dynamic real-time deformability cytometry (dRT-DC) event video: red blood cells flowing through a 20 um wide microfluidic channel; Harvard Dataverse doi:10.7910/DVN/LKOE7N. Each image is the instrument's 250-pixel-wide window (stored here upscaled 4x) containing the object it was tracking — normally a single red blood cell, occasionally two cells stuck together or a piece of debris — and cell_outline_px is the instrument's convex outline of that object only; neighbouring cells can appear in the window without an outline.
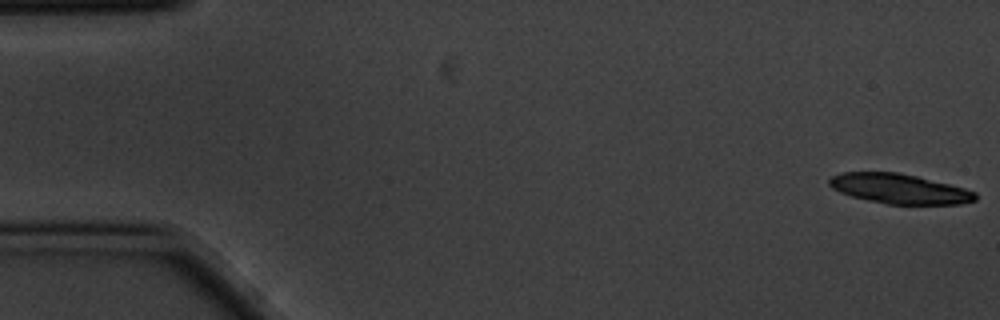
{"species": "common noctule bat (a hibernating species)", "species_latin": "Nyctalus noctula", "temperature_condition": "cold", "stored_images_in_passage": 3, "camera_frame_rate_fps": 3000, "um_per_image_px": 0.085, "animal": {"sex": "male", "body_mass_g": 20.1, "forearm_length_mm": 53.5}, "frame": {"image": 1, "passage_image": 1, "time_ms": 0.0, "image_size_px": [1000, 320], "cell_outline_px": [[976, 200], [960, 204], [888, 204], [868, 200], [852, 196], [840, 192], [832, 188], [828, 184], [828, 180], [832, 176], [844, 172], [896, 172], [916, 176], [964, 188], [976, 192]], "centroid_in_image_um": [76.43, 16.04], "position_along_channel_um": 8.6, "area_um2": 25.14}}